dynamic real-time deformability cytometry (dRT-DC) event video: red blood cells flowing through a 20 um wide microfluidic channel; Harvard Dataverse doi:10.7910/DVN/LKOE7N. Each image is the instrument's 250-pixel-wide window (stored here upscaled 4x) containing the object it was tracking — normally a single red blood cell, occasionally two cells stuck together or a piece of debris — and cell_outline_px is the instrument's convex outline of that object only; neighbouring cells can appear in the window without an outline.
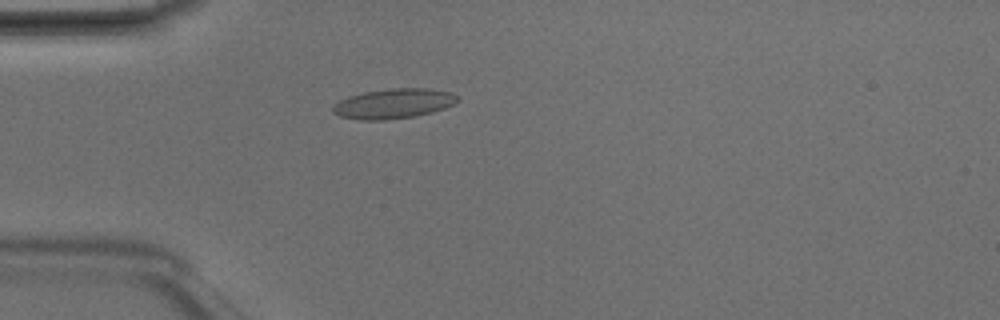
{"species": "Egyptian fruit bat (a non-hibernating species)", "species_latin": "Rousettus aegyptiacus", "temperature_condition": "room temperature", "stored_images_in_passage": 5, "camera_frame_rate_fps": 3000, "um_per_image_px": 0.085, "animal": {"sex": "male"}, "frame": {"image": 1, "passage_image": 5, "time_ms": 1.333, "image_size_px": [1000, 320], "cell_outline_px": [[460, 100], [456, 104], [432, 112], [416, 116], [384, 120], [360, 120], [340, 116], [332, 112], [332, 108], [340, 100], [348, 96], [364, 92], [392, 88], [428, 88], [452, 92], [460, 96]], "centroid_in_image_um": [33.51, 8.8], "position_along_channel_um": 51.5, "area_um2": 21.91}}